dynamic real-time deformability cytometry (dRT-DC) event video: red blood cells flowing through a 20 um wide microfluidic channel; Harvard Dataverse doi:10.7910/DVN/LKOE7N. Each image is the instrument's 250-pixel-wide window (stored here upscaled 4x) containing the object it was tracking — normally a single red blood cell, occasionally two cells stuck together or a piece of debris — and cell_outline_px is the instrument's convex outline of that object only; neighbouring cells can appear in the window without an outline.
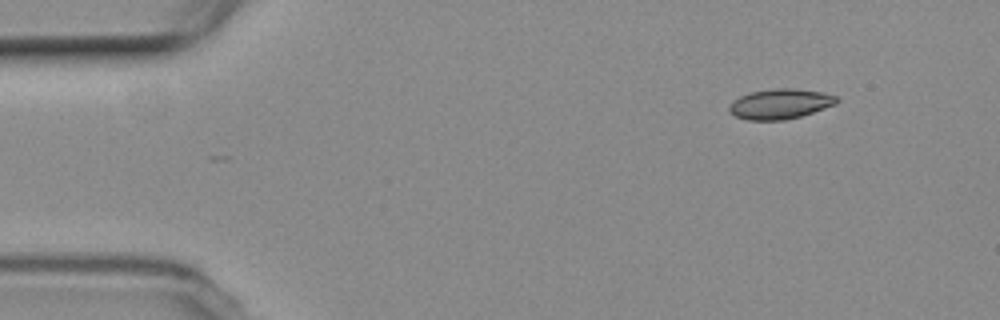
{"species": "common noctule bat (a hibernating species)", "species_latin": "Nyctalus noctula", "temperature_condition": "room temperature", "stored_images_in_passage": 52, "camera_frame_rate_fps": 3000, "um_per_image_px": 0.085, "animal": {"sex": "female", "body_mass_g": 19.3, "forearm_length_mm": 54.1}, "frame": {"image": 1, "passage_image": 1, "time_ms": 0.0, "image_size_px": [1000, 320], "cell_outline_px": [[840, 100], [836, 104], [800, 116], [784, 120], [748, 120], [736, 116], [728, 112], [728, 108], [732, 100], [748, 92], [776, 88], [792, 88], [820, 92], [836, 96]], "centroid_in_image_um": [66.27, 8.83], "position_along_channel_um": 18.7, "area_um2": 18.84}}
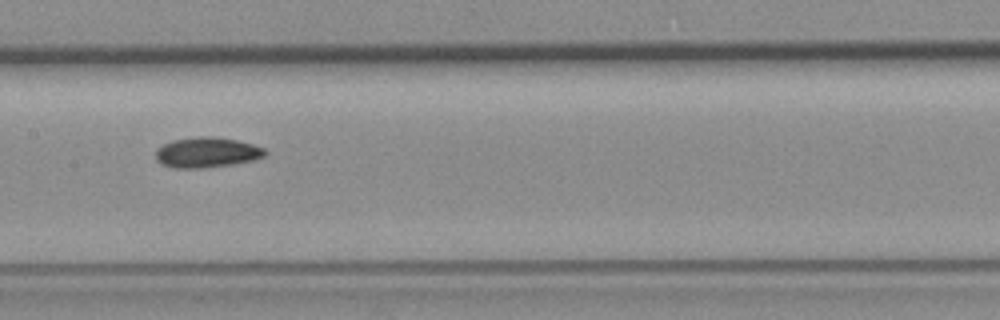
{"frame": {"image": 2, "passage_image": 23, "time_ms": 7.333, "image_size_px": [1000, 320], "cell_outline_px": [[268, 152], [264, 156], [256, 160], [232, 164], [200, 168], [176, 168], [164, 164], [156, 160], [156, 148], [172, 140], [196, 136], [212, 136], [236, 140], [252, 144], [264, 148]], "centroid_in_image_um": [17.59, 12.95], "position_along_channel_um": 189.8, "area_um2": 19.31}}
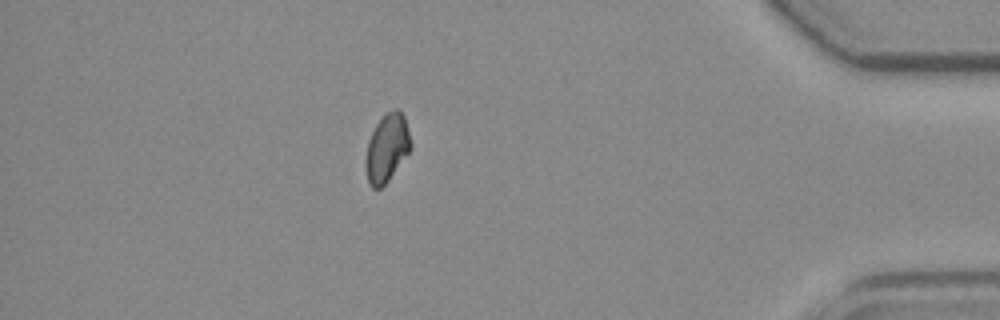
{"frame": {"image": 3, "passage_image": 45, "time_ms": 14.667, "image_size_px": [1000, 320], "cell_outline_px": [[412, 148], [388, 180], [380, 188], [372, 188], [368, 180], [364, 164], [364, 160], [368, 140], [376, 124], [388, 112], [396, 108], [404, 116], [412, 144]], "centroid_in_image_um": [32.87, 12.59], "position_along_channel_um": 402.3, "area_um2": 17.69}}